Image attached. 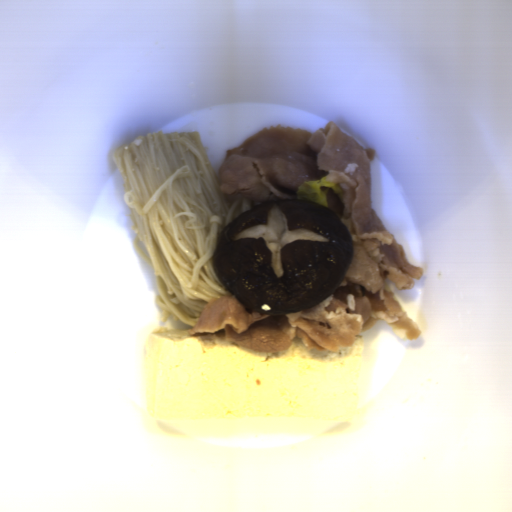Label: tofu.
Wrapping results in <instances>:
<instances>
[{
  "label": "tofu",
  "instance_id": "obj_1",
  "mask_svg": "<svg viewBox=\"0 0 512 512\" xmlns=\"http://www.w3.org/2000/svg\"><path fill=\"white\" fill-rule=\"evenodd\" d=\"M159 326L143 337L148 415L158 421L352 422L365 341L337 352L307 350L300 337L267 354L215 333Z\"/></svg>",
  "mask_w": 512,
  "mask_h": 512
}]
</instances>
